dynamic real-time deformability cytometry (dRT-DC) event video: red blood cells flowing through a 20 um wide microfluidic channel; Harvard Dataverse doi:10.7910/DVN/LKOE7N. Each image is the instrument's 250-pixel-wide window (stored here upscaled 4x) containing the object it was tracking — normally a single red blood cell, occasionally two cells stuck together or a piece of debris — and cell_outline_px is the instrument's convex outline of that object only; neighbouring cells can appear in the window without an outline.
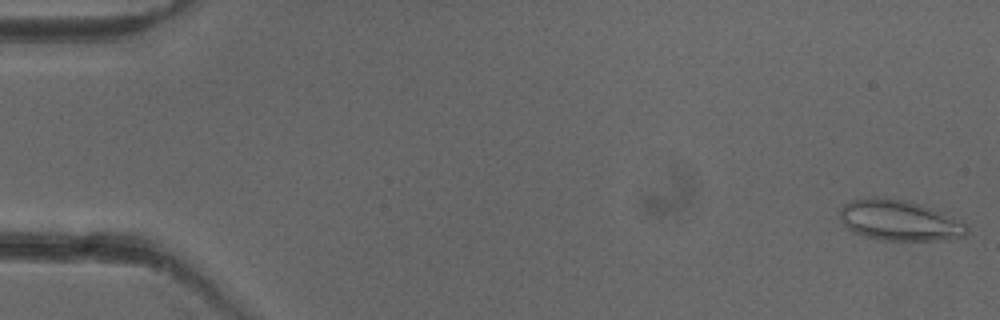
{"species": "common noctule bat (a hibernating species)", "species_latin": "Nyctalus noctula", "temperature_condition": "cold", "stored_images_in_passage": 15, "camera_frame_rate_fps": 3000, "um_per_image_px": 0.085, "animal": {"sex": "female"}, "frame": {"image": 1, "passage_image": 1, "time_ms": 0.0, "image_size_px": [1000, 320], "cell_outline_px": [[968, 232], [964, 236], [944, 240], [884, 240], [864, 236], [852, 232], [840, 220], [840, 208], [844, 204], [852, 200], [904, 200], [964, 220], [968, 224]], "centroid_in_image_um": [76.5, 18.79], "position_along_channel_um": 8.5, "area_um2": 29.25}}